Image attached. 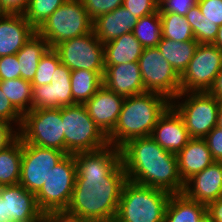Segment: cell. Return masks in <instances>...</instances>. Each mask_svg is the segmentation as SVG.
<instances>
[{
	"label": "cell",
	"instance_id": "2e32d148",
	"mask_svg": "<svg viewBox=\"0 0 222 222\" xmlns=\"http://www.w3.org/2000/svg\"><path fill=\"white\" fill-rule=\"evenodd\" d=\"M125 97L102 85L84 105L89 116L100 130L108 136L114 129Z\"/></svg>",
	"mask_w": 222,
	"mask_h": 222
},
{
	"label": "cell",
	"instance_id": "52a82bcc",
	"mask_svg": "<svg viewBox=\"0 0 222 222\" xmlns=\"http://www.w3.org/2000/svg\"><path fill=\"white\" fill-rule=\"evenodd\" d=\"M219 104L220 100L208 92H180L171 101L190 138L197 139L204 138L217 126Z\"/></svg>",
	"mask_w": 222,
	"mask_h": 222
},
{
	"label": "cell",
	"instance_id": "8992f818",
	"mask_svg": "<svg viewBox=\"0 0 222 222\" xmlns=\"http://www.w3.org/2000/svg\"><path fill=\"white\" fill-rule=\"evenodd\" d=\"M93 20L81 0H67L37 29L50 48L92 32Z\"/></svg>",
	"mask_w": 222,
	"mask_h": 222
},
{
	"label": "cell",
	"instance_id": "ee69618b",
	"mask_svg": "<svg viewBox=\"0 0 222 222\" xmlns=\"http://www.w3.org/2000/svg\"><path fill=\"white\" fill-rule=\"evenodd\" d=\"M30 0H0L1 7L7 14H24Z\"/></svg>",
	"mask_w": 222,
	"mask_h": 222
},
{
	"label": "cell",
	"instance_id": "5bb4252c",
	"mask_svg": "<svg viewBox=\"0 0 222 222\" xmlns=\"http://www.w3.org/2000/svg\"><path fill=\"white\" fill-rule=\"evenodd\" d=\"M71 70L60 63L50 84L32 85V109L61 108L74 105L71 92Z\"/></svg>",
	"mask_w": 222,
	"mask_h": 222
},
{
	"label": "cell",
	"instance_id": "83f0119b",
	"mask_svg": "<svg viewBox=\"0 0 222 222\" xmlns=\"http://www.w3.org/2000/svg\"><path fill=\"white\" fill-rule=\"evenodd\" d=\"M104 71L73 70L71 72V92L74 104H85L103 85Z\"/></svg>",
	"mask_w": 222,
	"mask_h": 222
},
{
	"label": "cell",
	"instance_id": "bcb514c9",
	"mask_svg": "<svg viewBox=\"0 0 222 222\" xmlns=\"http://www.w3.org/2000/svg\"><path fill=\"white\" fill-rule=\"evenodd\" d=\"M208 93L216 97L218 100H222V69L215 77V80Z\"/></svg>",
	"mask_w": 222,
	"mask_h": 222
},
{
	"label": "cell",
	"instance_id": "6da1fadb",
	"mask_svg": "<svg viewBox=\"0 0 222 222\" xmlns=\"http://www.w3.org/2000/svg\"><path fill=\"white\" fill-rule=\"evenodd\" d=\"M75 186L67 211L86 222H98L117 214L127 176L120 148L108 144L94 151L74 154Z\"/></svg>",
	"mask_w": 222,
	"mask_h": 222
},
{
	"label": "cell",
	"instance_id": "d6986e66",
	"mask_svg": "<svg viewBox=\"0 0 222 222\" xmlns=\"http://www.w3.org/2000/svg\"><path fill=\"white\" fill-rule=\"evenodd\" d=\"M103 85L123 97L146 92L138 62L105 66Z\"/></svg>",
	"mask_w": 222,
	"mask_h": 222
},
{
	"label": "cell",
	"instance_id": "ba28073f",
	"mask_svg": "<svg viewBox=\"0 0 222 222\" xmlns=\"http://www.w3.org/2000/svg\"><path fill=\"white\" fill-rule=\"evenodd\" d=\"M61 108L31 109L23 115L18 131L24 143L64 152Z\"/></svg>",
	"mask_w": 222,
	"mask_h": 222
},
{
	"label": "cell",
	"instance_id": "7a4b0ae2",
	"mask_svg": "<svg viewBox=\"0 0 222 222\" xmlns=\"http://www.w3.org/2000/svg\"><path fill=\"white\" fill-rule=\"evenodd\" d=\"M120 151L127 180L171 194L183 192L176 154L163 149L151 136L131 139Z\"/></svg>",
	"mask_w": 222,
	"mask_h": 222
},
{
	"label": "cell",
	"instance_id": "44dd1931",
	"mask_svg": "<svg viewBox=\"0 0 222 222\" xmlns=\"http://www.w3.org/2000/svg\"><path fill=\"white\" fill-rule=\"evenodd\" d=\"M138 19L124 6L102 14L93 20L92 31L105 44L133 30Z\"/></svg>",
	"mask_w": 222,
	"mask_h": 222
},
{
	"label": "cell",
	"instance_id": "7c38bea8",
	"mask_svg": "<svg viewBox=\"0 0 222 222\" xmlns=\"http://www.w3.org/2000/svg\"><path fill=\"white\" fill-rule=\"evenodd\" d=\"M53 49L58 53L61 63L71 71L79 69L105 71L104 45L93 31L65 40Z\"/></svg>",
	"mask_w": 222,
	"mask_h": 222
},
{
	"label": "cell",
	"instance_id": "4dcf8cb0",
	"mask_svg": "<svg viewBox=\"0 0 222 222\" xmlns=\"http://www.w3.org/2000/svg\"><path fill=\"white\" fill-rule=\"evenodd\" d=\"M162 24V38L176 42L195 40L193 31L185 16L177 13H159Z\"/></svg>",
	"mask_w": 222,
	"mask_h": 222
},
{
	"label": "cell",
	"instance_id": "f35d334b",
	"mask_svg": "<svg viewBox=\"0 0 222 222\" xmlns=\"http://www.w3.org/2000/svg\"><path fill=\"white\" fill-rule=\"evenodd\" d=\"M16 54L0 57V81L20 78Z\"/></svg>",
	"mask_w": 222,
	"mask_h": 222
},
{
	"label": "cell",
	"instance_id": "9c48e42d",
	"mask_svg": "<svg viewBox=\"0 0 222 222\" xmlns=\"http://www.w3.org/2000/svg\"><path fill=\"white\" fill-rule=\"evenodd\" d=\"M75 179V158L73 154H67L50 171L47 180L35 194L40 210H66L72 197Z\"/></svg>",
	"mask_w": 222,
	"mask_h": 222
},
{
	"label": "cell",
	"instance_id": "9a60e30c",
	"mask_svg": "<svg viewBox=\"0 0 222 222\" xmlns=\"http://www.w3.org/2000/svg\"><path fill=\"white\" fill-rule=\"evenodd\" d=\"M1 200L4 203L5 217L11 222H41L40 210L34 193L21 184L0 187Z\"/></svg>",
	"mask_w": 222,
	"mask_h": 222
},
{
	"label": "cell",
	"instance_id": "7bdbcfd3",
	"mask_svg": "<svg viewBox=\"0 0 222 222\" xmlns=\"http://www.w3.org/2000/svg\"><path fill=\"white\" fill-rule=\"evenodd\" d=\"M14 125L0 120V150L11 144L18 136V130Z\"/></svg>",
	"mask_w": 222,
	"mask_h": 222
},
{
	"label": "cell",
	"instance_id": "d4e9b609",
	"mask_svg": "<svg viewBox=\"0 0 222 222\" xmlns=\"http://www.w3.org/2000/svg\"><path fill=\"white\" fill-rule=\"evenodd\" d=\"M206 212V205L190 200L183 193L172 194L166 206L164 222H197Z\"/></svg>",
	"mask_w": 222,
	"mask_h": 222
},
{
	"label": "cell",
	"instance_id": "b9f144b4",
	"mask_svg": "<svg viewBox=\"0 0 222 222\" xmlns=\"http://www.w3.org/2000/svg\"><path fill=\"white\" fill-rule=\"evenodd\" d=\"M41 222H86L67 210H49L43 212Z\"/></svg>",
	"mask_w": 222,
	"mask_h": 222
},
{
	"label": "cell",
	"instance_id": "4316f807",
	"mask_svg": "<svg viewBox=\"0 0 222 222\" xmlns=\"http://www.w3.org/2000/svg\"><path fill=\"white\" fill-rule=\"evenodd\" d=\"M22 163V139L18 136L0 150V187L19 184Z\"/></svg>",
	"mask_w": 222,
	"mask_h": 222
},
{
	"label": "cell",
	"instance_id": "30bf717a",
	"mask_svg": "<svg viewBox=\"0 0 222 222\" xmlns=\"http://www.w3.org/2000/svg\"><path fill=\"white\" fill-rule=\"evenodd\" d=\"M139 68L146 92H155L172 101L181 92L180 76L157 47L144 48Z\"/></svg>",
	"mask_w": 222,
	"mask_h": 222
},
{
	"label": "cell",
	"instance_id": "60d3db41",
	"mask_svg": "<svg viewBox=\"0 0 222 222\" xmlns=\"http://www.w3.org/2000/svg\"><path fill=\"white\" fill-rule=\"evenodd\" d=\"M215 162H222V130L215 127L203 138Z\"/></svg>",
	"mask_w": 222,
	"mask_h": 222
},
{
	"label": "cell",
	"instance_id": "7dc6e473",
	"mask_svg": "<svg viewBox=\"0 0 222 222\" xmlns=\"http://www.w3.org/2000/svg\"><path fill=\"white\" fill-rule=\"evenodd\" d=\"M222 50V26H219L215 41L212 43Z\"/></svg>",
	"mask_w": 222,
	"mask_h": 222
},
{
	"label": "cell",
	"instance_id": "8d00e7d4",
	"mask_svg": "<svg viewBox=\"0 0 222 222\" xmlns=\"http://www.w3.org/2000/svg\"><path fill=\"white\" fill-rule=\"evenodd\" d=\"M159 0H124L123 6L133 16L140 19L143 16L155 13L158 11Z\"/></svg>",
	"mask_w": 222,
	"mask_h": 222
},
{
	"label": "cell",
	"instance_id": "d6a6232c",
	"mask_svg": "<svg viewBox=\"0 0 222 222\" xmlns=\"http://www.w3.org/2000/svg\"><path fill=\"white\" fill-rule=\"evenodd\" d=\"M67 0H30L23 14L37 30L47 18Z\"/></svg>",
	"mask_w": 222,
	"mask_h": 222
},
{
	"label": "cell",
	"instance_id": "f5cc1de1",
	"mask_svg": "<svg viewBox=\"0 0 222 222\" xmlns=\"http://www.w3.org/2000/svg\"><path fill=\"white\" fill-rule=\"evenodd\" d=\"M7 13L4 11V9L1 7L0 4V19L3 18Z\"/></svg>",
	"mask_w": 222,
	"mask_h": 222
},
{
	"label": "cell",
	"instance_id": "f907efd6",
	"mask_svg": "<svg viewBox=\"0 0 222 222\" xmlns=\"http://www.w3.org/2000/svg\"><path fill=\"white\" fill-rule=\"evenodd\" d=\"M98 222H123L118 216H113V217H109L105 220H101V221H98Z\"/></svg>",
	"mask_w": 222,
	"mask_h": 222
},
{
	"label": "cell",
	"instance_id": "e575fe53",
	"mask_svg": "<svg viewBox=\"0 0 222 222\" xmlns=\"http://www.w3.org/2000/svg\"><path fill=\"white\" fill-rule=\"evenodd\" d=\"M89 17L94 20L98 16L109 13L123 6L124 0H81Z\"/></svg>",
	"mask_w": 222,
	"mask_h": 222
},
{
	"label": "cell",
	"instance_id": "836d02e7",
	"mask_svg": "<svg viewBox=\"0 0 222 222\" xmlns=\"http://www.w3.org/2000/svg\"><path fill=\"white\" fill-rule=\"evenodd\" d=\"M61 63L58 53L49 48L47 52L40 58L37 71L32 85H47L50 84L53 74L57 66Z\"/></svg>",
	"mask_w": 222,
	"mask_h": 222
},
{
	"label": "cell",
	"instance_id": "f1b7e54d",
	"mask_svg": "<svg viewBox=\"0 0 222 222\" xmlns=\"http://www.w3.org/2000/svg\"><path fill=\"white\" fill-rule=\"evenodd\" d=\"M0 87L8 100L22 115L32 109L33 87L31 82L20 77L0 81Z\"/></svg>",
	"mask_w": 222,
	"mask_h": 222
},
{
	"label": "cell",
	"instance_id": "db71d44e",
	"mask_svg": "<svg viewBox=\"0 0 222 222\" xmlns=\"http://www.w3.org/2000/svg\"><path fill=\"white\" fill-rule=\"evenodd\" d=\"M196 5L201 1V0H192Z\"/></svg>",
	"mask_w": 222,
	"mask_h": 222
},
{
	"label": "cell",
	"instance_id": "e0dca14e",
	"mask_svg": "<svg viewBox=\"0 0 222 222\" xmlns=\"http://www.w3.org/2000/svg\"><path fill=\"white\" fill-rule=\"evenodd\" d=\"M187 198L204 205L222 196V162H214L184 183Z\"/></svg>",
	"mask_w": 222,
	"mask_h": 222
},
{
	"label": "cell",
	"instance_id": "f546056e",
	"mask_svg": "<svg viewBox=\"0 0 222 222\" xmlns=\"http://www.w3.org/2000/svg\"><path fill=\"white\" fill-rule=\"evenodd\" d=\"M132 33L144 48L156 47L162 37L159 10L138 19Z\"/></svg>",
	"mask_w": 222,
	"mask_h": 222
},
{
	"label": "cell",
	"instance_id": "5b68a950",
	"mask_svg": "<svg viewBox=\"0 0 222 222\" xmlns=\"http://www.w3.org/2000/svg\"><path fill=\"white\" fill-rule=\"evenodd\" d=\"M64 131V152L94 151L109 144L108 137L89 116L84 104L61 107Z\"/></svg>",
	"mask_w": 222,
	"mask_h": 222
},
{
	"label": "cell",
	"instance_id": "484cf974",
	"mask_svg": "<svg viewBox=\"0 0 222 222\" xmlns=\"http://www.w3.org/2000/svg\"><path fill=\"white\" fill-rule=\"evenodd\" d=\"M199 43L196 40L186 42H176L167 38H162L156 46L163 57L181 76L190 63Z\"/></svg>",
	"mask_w": 222,
	"mask_h": 222
},
{
	"label": "cell",
	"instance_id": "f6af8a7d",
	"mask_svg": "<svg viewBox=\"0 0 222 222\" xmlns=\"http://www.w3.org/2000/svg\"><path fill=\"white\" fill-rule=\"evenodd\" d=\"M207 214L213 222H222V196L206 206Z\"/></svg>",
	"mask_w": 222,
	"mask_h": 222
},
{
	"label": "cell",
	"instance_id": "7402d4cb",
	"mask_svg": "<svg viewBox=\"0 0 222 222\" xmlns=\"http://www.w3.org/2000/svg\"><path fill=\"white\" fill-rule=\"evenodd\" d=\"M176 157L183 183L215 162L203 138H191Z\"/></svg>",
	"mask_w": 222,
	"mask_h": 222
},
{
	"label": "cell",
	"instance_id": "c3c4849f",
	"mask_svg": "<svg viewBox=\"0 0 222 222\" xmlns=\"http://www.w3.org/2000/svg\"><path fill=\"white\" fill-rule=\"evenodd\" d=\"M0 222H11L8 217H5V209H4V203L1 200L0 196Z\"/></svg>",
	"mask_w": 222,
	"mask_h": 222
},
{
	"label": "cell",
	"instance_id": "ab89813d",
	"mask_svg": "<svg viewBox=\"0 0 222 222\" xmlns=\"http://www.w3.org/2000/svg\"><path fill=\"white\" fill-rule=\"evenodd\" d=\"M196 4L192 0H159V13H177L185 16Z\"/></svg>",
	"mask_w": 222,
	"mask_h": 222
},
{
	"label": "cell",
	"instance_id": "ac0fdd59",
	"mask_svg": "<svg viewBox=\"0 0 222 222\" xmlns=\"http://www.w3.org/2000/svg\"><path fill=\"white\" fill-rule=\"evenodd\" d=\"M151 137L163 149L177 154L191 139L182 117L170 105L159 117Z\"/></svg>",
	"mask_w": 222,
	"mask_h": 222
},
{
	"label": "cell",
	"instance_id": "8fae6325",
	"mask_svg": "<svg viewBox=\"0 0 222 222\" xmlns=\"http://www.w3.org/2000/svg\"><path fill=\"white\" fill-rule=\"evenodd\" d=\"M222 69V50L214 44H199L184 73L181 92H208Z\"/></svg>",
	"mask_w": 222,
	"mask_h": 222
},
{
	"label": "cell",
	"instance_id": "277c9868",
	"mask_svg": "<svg viewBox=\"0 0 222 222\" xmlns=\"http://www.w3.org/2000/svg\"><path fill=\"white\" fill-rule=\"evenodd\" d=\"M172 194L127 180L122 188L116 216L123 222H164Z\"/></svg>",
	"mask_w": 222,
	"mask_h": 222
},
{
	"label": "cell",
	"instance_id": "603a6c76",
	"mask_svg": "<svg viewBox=\"0 0 222 222\" xmlns=\"http://www.w3.org/2000/svg\"><path fill=\"white\" fill-rule=\"evenodd\" d=\"M104 45V66L138 62L144 47L132 31Z\"/></svg>",
	"mask_w": 222,
	"mask_h": 222
},
{
	"label": "cell",
	"instance_id": "cb8c5ba5",
	"mask_svg": "<svg viewBox=\"0 0 222 222\" xmlns=\"http://www.w3.org/2000/svg\"><path fill=\"white\" fill-rule=\"evenodd\" d=\"M49 48L48 42L36 32L16 53L22 79L29 82L33 81L40 58Z\"/></svg>",
	"mask_w": 222,
	"mask_h": 222
},
{
	"label": "cell",
	"instance_id": "1f68e13d",
	"mask_svg": "<svg viewBox=\"0 0 222 222\" xmlns=\"http://www.w3.org/2000/svg\"><path fill=\"white\" fill-rule=\"evenodd\" d=\"M199 44H212L215 41L219 26L209 21L200 11L198 5L191 8L185 15Z\"/></svg>",
	"mask_w": 222,
	"mask_h": 222
},
{
	"label": "cell",
	"instance_id": "816d5d0a",
	"mask_svg": "<svg viewBox=\"0 0 222 222\" xmlns=\"http://www.w3.org/2000/svg\"><path fill=\"white\" fill-rule=\"evenodd\" d=\"M197 222H213L211 217L207 214V212L202 216L200 220Z\"/></svg>",
	"mask_w": 222,
	"mask_h": 222
},
{
	"label": "cell",
	"instance_id": "ffe728a7",
	"mask_svg": "<svg viewBox=\"0 0 222 222\" xmlns=\"http://www.w3.org/2000/svg\"><path fill=\"white\" fill-rule=\"evenodd\" d=\"M36 32L23 14H6L0 19V57L16 54Z\"/></svg>",
	"mask_w": 222,
	"mask_h": 222
},
{
	"label": "cell",
	"instance_id": "4fadbf2b",
	"mask_svg": "<svg viewBox=\"0 0 222 222\" xmlns=\"http://www.w3.org/2000/svg\"><path fill=\"white\" fill-rule=\"evenodd\" d=\"M63 151L36 146L22 141V163L19 184L36 194L50 171L66 156Z\"/></svg>",
	"mask_w": 222,
	"mask_h": 222
},
{
	"label": "cell",
	"instance_id": "3957f363",
	"mask_svg": "<svg viewBox=\"0 0 222 222\" xmlns=\"http://www.w3.org/2000/svg\"><path fill=\"white\" fill-rule=\"evenodd\" d=\"M170 105V100L155 92L125 97L117 123L107 136L109 144L120 148L131 139L151 136L159 117Z\"/></svg>",
	"mask_w": 222,
	"mask_h": 222
},
{
	"label": "cell",
	"instance_id": "74e56055",
	"mask_svg": "<svg viewBox=\"0 0 222 222\" xmlns=\"http://www.w3.org/2000/svg\"><path fill=\"white\" fill-rule=\"evenodd\" d=\"M197 5L209 21L222 26V0H201Z\"/></svg>",
	"mask_w": 222,
	"mask_h": 222
},
{
	"label": "cell",
	"instance_id": "d590c367",
	"mask_svg": "<svg viewBox=\"0 0 222 222\" xmlns=\"http://www.w3.org/2000/svg\"><path fill=\"white\" fill-rule=\"evenodd\" d=\"M22 119L23 115L12 105L0 87V120L11 125L15 124L16 129L19 131Z\"/></svg>",
	"mask_w": 222,
	"mask_h": 222
},
{
	"label": "cell",
	"instance_id": "681fc988",
	"mask_svg": "<svg viewBox=\"0 0 222 222\" xmlns=\"http://www.w3.org/2000/svg\"><path fill=\"white\" fill-rule=\"evenodd\" d=\"M222 130V100L220 101L219 104V110H218V118H217V126Z\"/></svg>",
	"mask_w": 222,
	"mask_h": 222
}]
</instances>
